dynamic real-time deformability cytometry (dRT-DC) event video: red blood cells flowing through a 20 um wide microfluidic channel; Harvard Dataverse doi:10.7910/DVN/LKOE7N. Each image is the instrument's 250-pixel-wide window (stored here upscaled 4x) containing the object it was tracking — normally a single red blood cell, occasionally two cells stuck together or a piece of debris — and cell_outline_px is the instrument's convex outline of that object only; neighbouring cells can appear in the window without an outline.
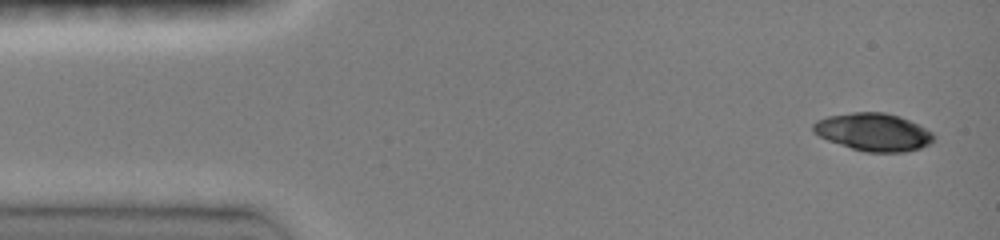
{"species": "common noctule bat (a hibernating species)", "species_latin": "Nyctalus noctula", "temperature_condition": "room temperature", "stored_images_in_passage": 8, "camera_frame_rate_fps": 3000, "um_per_image_px": 0.085, "animal": {"sex": "female", "body_mass_g": 19.0, "forearm_length_mm": 51.5}, "frame": {"image": 1, "passage_image": 1, "time_ms": 0.0, "image_size_px": [1000, 240], "cell_outline_px": [[936, 136], [928, 144], [920, 148], [904, 152], [868, 152], [852, 148], [828, 140], [812, 132], [812, 124], [816, 120], [828, 116], [852, 112], [884, 112], [900, 116], [932, 132]], "centroid_in_image_um": [74.21, 11.21], "position_along_channel_um": 10.8, "area_um2": 26.3}}
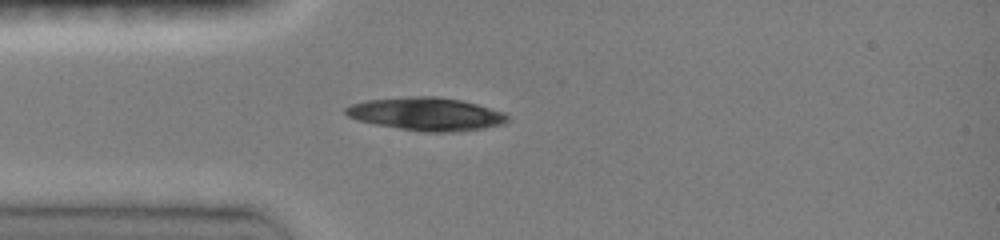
{"frame": {"image": 2, "passage_image": 6, "time_ms": 3.333, "image_size_px": [1000, 240], "cell_outline_px": [[508, 120], [504, 124], [484, 128], [456, 132], [424, 132], [376, 124], [356, 120], [348, 116], [344, 112], [344, 108], [352, 104], [364, 100], [408, 96], [436, 96], [460, 100], [476, 104], [504, 112], [508, 116]], "centroid_in_image_um": [36.22, 9.69], "position_along_channel_um": 48.8, "area_um2": 31.21}}